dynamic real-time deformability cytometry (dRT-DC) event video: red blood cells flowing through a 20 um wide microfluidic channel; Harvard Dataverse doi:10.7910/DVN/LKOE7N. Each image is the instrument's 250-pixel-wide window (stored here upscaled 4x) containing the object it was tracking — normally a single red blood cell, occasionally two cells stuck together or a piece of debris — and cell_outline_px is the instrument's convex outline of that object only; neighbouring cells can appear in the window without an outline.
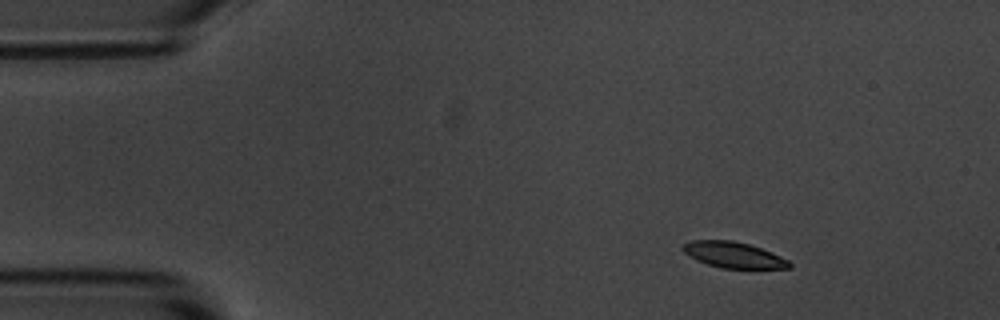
{"species": "common noctule bat (a hibernating species)", "species_latin": "Nyctalus noctula", "temperature_condition": "room temperature", "stored_images_in_passage": 3, "camera_frame_rate_fps": 3000, "um_per_image_px": 0.085, "animal": {"sex": "male", "body_mass_g": 20.1, "forearm_length_mm": 53.5}, "frame": {"image": 1, "passage_image": 1, "time_ms": 0.0, "image_size_px": [1000, 320], "cell_outline_px": [[792, 268], [720, 268], [696, 260], [688, 256], [680, 248], [684, 244], [692, 240], [732, 240], [748, 244], [760, 248], [780, 256], [788, 260], [792, 264]], "centroid_in_image_um": [62.32, 21.66], "position_along_channel_um": 22.7, "area_um2": 16.01}}